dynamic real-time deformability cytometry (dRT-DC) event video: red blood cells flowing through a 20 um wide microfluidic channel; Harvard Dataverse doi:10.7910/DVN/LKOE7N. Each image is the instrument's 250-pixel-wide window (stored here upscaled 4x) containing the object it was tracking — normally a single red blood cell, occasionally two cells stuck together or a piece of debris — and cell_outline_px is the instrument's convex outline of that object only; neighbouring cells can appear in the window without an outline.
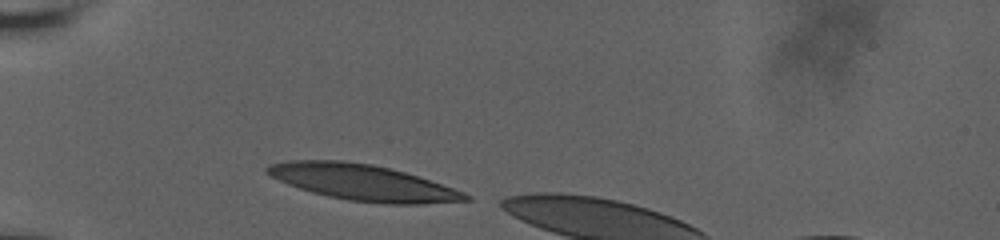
{"species": "human", "species_latin": "Homo sapiens", "temperature_condition": "room temperature", "stored_images_in_passage": 7, "camera_frame_rate_fps": 3000, "um_per_image_px": 0.085, "donor": {"sex": "male"}, "frame": {"image": 1, "passage_image": 1, "time_ms": 0.0, "image_size_px": [1000, 240], "cell_outline_px": [[472, 200], [420, 204], [384, 204], [348, 200], [328, 196], [312, 192], [288, 184], [264, 172], [264, 168], [268, 164], [288, 160], [340, 160], [372, 164], [404, 172], [464, 192], [472, 196]], "centroid_in_image_um": [30.8, 15.51], "position_along_channel_um": 54.2, "area_um2": 41.27}}
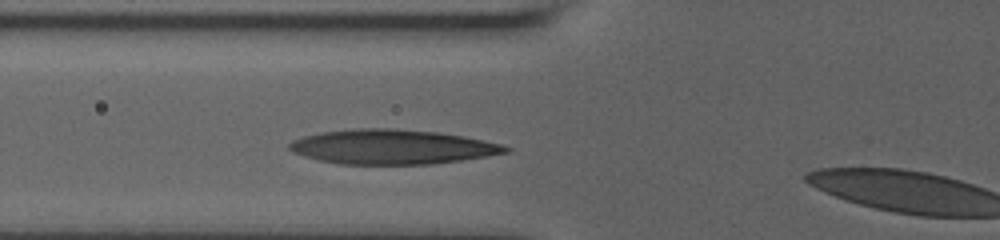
{"frame": {"image": 2, "passage_image": 6, "time_ms": 1.667, "image_size_px": [1000, 240], "cell_outline_px": [[512, 152], [488, 156], [432, 164], [340, 164], [320, 160], [304, 156], [292, 152], [288, 148], [288, 144], [292, 140], [304, 136], [320, 132], [356, 128], [392, 128], [436, 132], [464, 136], [484, 140], [500, 144], [512, 148]], "centroid_in_image_um": [33.34, 12.48], "position_along_channel_um": 92.5, "area_um2": 43.7}}